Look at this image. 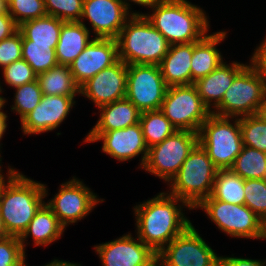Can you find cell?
<instances>
[{"mask_svg": "<svg viewBox=\"0 0 266 266\" xmlns=\"http://www.w3.org/2000/svg\"><path fill=\"white\" fill-rule=\"evenodd\" d=\"M131 14L116 38L119 59L127 65H159L170 44L144 14Z\"/></svg>", "mask_w": 266, "mask_h": 266, "instance_id": "cell-4", "label": "cell"}, {"mask_svg": "<svg viewBox=\"0 0 266 266\" xmlns=\"http://www.w3.org/2000/svg\"><path fill=\"white\" fill-rule=\"evenodd\" d=\"M0 161H1V158H0ZM1 163V162H0ZM1 166V165H0ZM2 173H1V167H0V178L2 177Z\"/></svg>", "mask_w": 266, "mask_h": 266, "instance_id": "cell-53", "label": "cell"}, {"mask_svg": "<svg viewBox=\"0 0 266 266\" xmlns=\"http://www.w3.org/2000/svg\"><path fill=\"white\" fill-rule=\"evenodd\" d=\"M119 60L116 39L93 38L69 65L75 83L80 87L101 70Z\"/></svg>", "mask_w": 266, "mask_h": 266, "instance_id": "cell-17", "label": "cell"}, {"mask_svg": "<svg viewBox=\"0 0 266 266\" xmlns=\"http://www.w3.org/2000/svg\"><path fill=\"white\" fill-rule=\"evenodd\" d=\"M25 251L17 236L0 240V266H25Z\"/></svg>", "mask_w": 266, "mask_h": 266, "instance_id": "cell-38", "label": "cell"}, {"mask_svg": "<svg viewBox=\"0 0 266 266\" xmlns=\"http://www.w3.org/2000/svg\"><path fill=\"white\" fill-rule=\"evenodd\" d=\"M210 196L222 202L244 205V179L230 169L219 170Z\"/></svg>", "mask_w": 266, "mask_h": 266, "instance_id": "cell-28", "label": "cell"}, {"mask_svg": "<svg viewBox=\"0 0 266 266\" xmlns=\"http://www.w3.org/2000/svg\"><path fill=\"white\" fill-rule=\"evenodd\" d=\"M22 59V34L17 30L10 37L0 41V66L2 69Z\"/></svg>", "mask_w": 266, "mask_h": 266, "instance_id": "cell-39", "label": "cell"}, {"mask_svg": "<svg viewBox=\"0 0 266 266\" xmlns=\"http://www.w3.org/2000/svg\"><path fill=\"white\" fill-rule=\"evenodd\" d=\"M64 229L65 228L58 221L57 216L46 203H44L30 221L27 229L19 237L20 243L25 250L24 243H26V238L31 235L36 246H46L58 240L62 232H64Z\"/></svg>", "mask_w": 266, "mask_h": 266, "instance_id": "cell-25", "label": "cell"}, {"mask_svg": "<svg viewBox=\"0 0 266 266\" xmlns=\"http://www.w3.org/2000/svg\"><path fill=\"white\" fill-rule=\"evenodd\" d=\"M239 124L243 145L266 153V122L250 115L239 118Z\"/></svg>", "mask_w": 266, "mask_h": 266, "instance_id": "cell-32", "label": "cell"}, {"mask_svg": "<svg viewBox=\"0 0 266 266\" xmlns=\"http://www.w3.org/2000/svg\"><path fill=\"white\" fill-rule=\"evenodd\" d=\"M246 66L239 62H234L232 65L223 62L210 74L194 82L203 104L209 111H211V102L214 101L213 107H216L222 101L224 93L231 86L234 78Z\"/></svg>", "mask_w": 266, "mask_h": 266, "instance_id": "cell-20", "label": "cell"}, {"mask_svg": "<svg viewBox=\"0 0 266 266\" xmlns=\"http://www.w3.org/2000/svg\"><path fill=\"white\" fill-rule=\"evenodd\" d=\"M152 8L144 15L170 45L197 42L208 32L205 12L187 0H162Z\"/></svg>", "mask_w": 266, "mask_h": 266, "instance_id": "cell-3", "label": "cell"}, {"mask_svg": "<svg viewBox=\"0 0 266 266\" xmlns=\"http://www.w3.org/2000/svg\"><path fill=\"white\" fill-rule=\"evenodd\" d=\"M89 37L90 31L82 20L63 22L55 49L58 64L69 66L90 43Z\"/></svg>", "mask_w": 266, "mask_h": 266, "instance_id": "cell-23", "label": "cell"}, {"mask_svg": "<svg viewBox=\"0 0 266 266\" xmlns=\"http://www.w3.org/2000/svg\"><path fill=\"white\" fill-rule=\"evenodd\" d=\"M1 13H8V6L7 3L3 0H0V14Z\"/></svg>", "mask_w": 266, "mask_h": 266, "instance_id": "cell-48", "label": "cell"}, {"mask_svg": "<svg viewBox=\"0 0 266 266\" xmlns=\"http://www.w3.org/2000/svg\"><path fill=\"white\" fill-rule=\"evenodd\" d=\"M219 169L198 143L170 181V195L184 200L192 209L212 192Z\"/></svg>", "mask_w": 266, "mask_h": 266, "instance_id": "cell-5", "label": "cell"}, {"mask_svg": "<svg viewBox=\"0 0 266 266\" xmlns=\"http://www.w3.org/2000/svg\"><path fill=\"white\" fill-rule=\"evenodd\" d=\"M167 89L159 65H127L126 98L140 112L161 109Z\"/></svg>", "mask_w": 266, "mask_h": 266, "instance_id": "cell-11", "label": "cell"}, {"mask_svg": "<svg viewBox=\"0 0 266 266\" xmlns=\"http://www.w3.org/2000/svg\"><path fill=\"white\" fill-rule=\"evenodd\" d=\"M4 104L5 103H3L0 106V140L3 137V134H4V132L6 131V128H7L6 120H7L8 116L2 111V108L4 107Z\"/></svg>", "mask_w": 266, "mask_h": 266, "instance_id": "cell-44", "label": "cell"}, {"mask_svg": "<svg viewBox=\"0 0 266 266\" xmlns=\"http://www.w3.org/2000/svg\"><path fill=\"white\" fill-rule=\"evenodd\" d=\"M63 22L57 17L45 15L22 23L18 30L22 39L33 41V44L50 45L56 49Z\"/></svg>", "mask_w": 266, "mask_h": 266, "instance_id": "cell-26", "label": "cell"}, {"mask_svg": "<svg viewBox=\"0 0 266 266\" xmlns=\"http://www.w3.org/2000/svg\"><path fill=\"white\" fill-rule=\"evenodd\" d=\"M164 266H220V257L189 225L158 254Z\"/></svg>", "mask_w": 266, "mask_h": 266, "instance_id": "cell-12", "label": "cell"}, {"mask_svg": "<svg viewBox=\"0 0 266 266\" xmlns=\"http://www.w3.org/2000/svg\"><path fill=\"white\" fill-rule=\"evenodd\" d=\"M8 184H4L0 197V215L10 236L20 237L36 212L45 203L46 187L26 178L15 169L8 168Z\"/></svg>", "mask_w": 266, "mask_h": 266, "instance_id": "cell-2", "label": "cell"}, {"mask_svg": "<svg viewBox=\"0 0 266 266\" xmlns=\"http://www.w3.org/2000/svg\"><path fill=\"white\" fill-rule=\"evenodd\" d=\"M103 201V199L101 201L97 199V196L82 181L73 177L61 185L59 192L46 205L65 228L67 224L86 217L97 203Z\"/></svg>", "mask_w": 266, "mask_h": 266, "instance_id": "cell-13", "label": "cell"}, {"mask_svg": "<svg viewBox=\"0 0 266 266\" xmlns=\"http://www.w3.org/2000/svg\"><path fill=\"white\" fill-rule=\"evenodd\" d=\"M260 239H266V218L262 220V232Z\"/></svg>", "mask_w": 266, "mask_h": 266, "instance_id": "cell-49", "label": "cell"}, {"mask_svg": "<svg viewBox=\"0 0 266 266\" xmlns=\"http://www.w3.org/2000/svg\"><path fill=\"white\" fill-rule=\"evenodd\" d=\"M251 64L257 69L266 84V38L255 50L251 57Z\"/></svg>", "mask_w": 266, "mask_h": 266, "instance_id": "cell-40", "label": "cell"}, {"mask_svg": "<svg viewBox=\"0 0 266 266\" xmlns=\"http://www.w3.org/2000/svg\"><path fill=\"white\" fill-rule=\"evenodd\" d=\"M10 235L8 234L5 226H4V223H3V219L0 215V240L2 239H5L7 237H9Z\"/></svg>", "mask_w": 266, "mask_h": 266, "instance_id": "cell-47", "label": "cell"}, {"mask_svg": "<svg viewBox=\"0 0 266 266\" xmlns=\"http://www.w3.org/2000/svg\"><path fill=\"white\" fill-rule=\"evenodd\" d=\"M160 110L178 131L195 133L211 114L194 84L168 87Z\"/></svg>", "mask_w": 266, "mask_h": 266, "instance_id": "cell-8", "label": "cell"}, {"mask_svg": "<svg viewBox=\"0 0 266 266\" xmlns=\"http://www.w3.org/2000/svg\"><path fill=\"white\" fill-rule=\"evenodd\" d=\"M244 204L250 208L260 219L266 218V180H244Z\"/></svg>", "mask_w": 266, "mask_h": 266, "instance_id": "cell-35", "label": "cell"}, {"mask_svg": "<svg viewBox=\"0 0 266 266\" xmlns=\"http://www.w3.org/2000/svg\"><path fill=\"white\" fill-rule=\"evenodd\" d=\"M5 183H6V182H5V178H4V176H2V177L0 178V197H1V193H2L3 186H4Z\"/></svg>", "mask_w": 266, "mask_h": 266, "instance_id": "cell-51", "label": "cell"}, {"mask_svg": "<svg viewBox=\"0 0 266 266\" xmlns=\"http://www.w3.org/2000/svg\"><path fill=\"white\" fill-rule=\"evenodd\" d=\"M194 42L170 45L159 64L161 75L168 87L191 84V58Z\"/></svg>", "mask_w": 266, "mask_h": 266, "instance_id": "cell-21", "label": "cell"}, {"mask_svg": "<svg viewBox=\"0 0 266 266\" xmlns=\"http://www.w3.org/2000/svg\"><path fill=\"white\" fill-rule=\"evenodd\" d=\"M45 266H81V265L55 259L54 261H52L51 263H49Z\"/></svg>", "mask_w": 266, "mask_h": 266, "instance_id": "cell-46", "label": "cell"}, {"mask_svg": "<svg viewBox=\"0 0 266 266\" xmlns=\"http://www.w3.org/2000/svg\"><path fill=\"white\" fill-rule=\"evenodd\" d=\"M256 115L264 122H266V88L261 100V103L259 104V108L257 110Z\"/></svg>", "mask_w": 266, "mask_h": 266, "instance_id": "cell-43", "label": "cell"}, {"mask_svg": "<svg viewBox=\"0 0 266 266\" xmlns=\"http://www.w3.org/2000/svg\"><path fill=\"white\" fill-rule=\"evenodd\" d=\"M266 88L265 81L252 65H247L226 90L222 101L211 113L222 117L256 115Z\"/></svg>", "mask_w": 266, "mask_h": 266, "instance_id": "cell-7", "label": "cell"}, {"mask_svg": "<svg viewBox=\"0 0 266 266\" xmlns=\"http://www.w3.org/2000/svg\"><path fill=\"white\" fill-rule=\"evenodd\" d=\"M15 89V103L11 109L15 110L22 120L41 102L43 93L37 80L28 84H23Z\"/></svg>", "mask_w": 266, "mask_h": 266, "instance_id": "cell-33", "label": "cell"}, {"mask_svg": "<svg viewBox=\"0 0 266 266\" xmlns=\"http://www.w3.org/2000/svg\"><path fill=\"white\" fill-rule=\"evenodd\" d=\"M129 233L111 242L95 246L103 266H148L157 254Z\"/></svg>", "mask_w": 266, "mask_h": 266, "instance_id": "cell-18", "label": "cell"}, {"mask_svg": "<svg viewBox=\"0 0 266 266\" xmlns=\"http://www.w3.org/2000/svg\"><path fill=\"white\" fill-rule=\"evenodd\" d=\"M22 59L37 75L58 64L55 49L50 45L33 44L28 39H22Z\"/></svg>", "mask_w": 266, "mask_h": 266, "instance_id": "cell-31", "label": "cell"}, {"mask_svg": "<svg viewBox=\"0 0 266 266\" xmlns=\"http://www.w3.org/2000/svg\"><path fill=\"white\" fill-rule=\"evenodd\" d=\"M226 37L225 31L206 34L202 39L194 42L191 58V84L207 76L223 63L222 55L216 48Z\"/></svg>", "mask_w": 266, "mask_h": 266, "instance_id": "cell-22", "label": "cell"}, {"mask_svg": "<svg viewBox=\"0 0 266 266\" xmlns=\"http://www.w3.org/2000/svg\"><path fill=\"white\" fill-rule=\"evenodd\" d=\"M129 6L127 0H84L81 19L91 22L96 38L116 39L132 16Z\"/></svg>", "mask_w": 266, "mask_h": 266, "instance_id": "cell-14", "label": "cell"}, {"mask_svg": "<svg viewBox=\"0 0 266 266\" xmlns=\"http://www.w3.org/2000/svg\"><path fill=\"white\" fill-rule=\"evenodd\" d=\"M127 64L120 59L101 70L79 87V94L91 99L99 108L126 97Z\"/></svg>", "mask_w": 266, "mask_h": 266, "instance_id": "cell-16", "label": "cell"}, {"mask_svg": "<svg viewBox=\"0 0 266 266\" xmlns=\"http://www.w3.org/2000/svg\"><path fill=\"white\" fill-rule=\"evenodd\" d=\"M2 70L5 83L14 88L37 80V74L24 59L12 62Z\"/></svg>", "mask_w": 266, "mask_h": 266, "instance_id": "cell-37", "label": "cell"}, {"mask_svg": "<svg viewBox=\"0 0 266 266\" xmlns=\"http://www.w3.org/2000/svg\"><path fill=\"white\" fill-rule=\"evenodd\" d=\"M74 97L43 95L41 102L21 120L24 134H39L59 127L73 107Z\"/></svg>", "mask_w": 266, "mask_h": 266, "instance_id": "cell-19", "label": "cell"}, {"mask_svg": "<svg viewBox=\"0 0 266 266\" xmlns=\"http://www.w3.org/2000/svg\"><path fill=\"white\" fill-rule=\"evenodd\" d=\"M4 2H6L7 4L11 1V0H3Z\"/></svg>", "mask_w": 266, "mask_h": 266, "instance_id": "cell-54", "label": "cell"}, {"mask_svg": "<svg viewBox=\"0 0 266 266\" xmlns=\"http://www.w3.org/2000/svg\"><path fill=\"white\" fill-rule=\"evenodd\" d=\"M18 30V26L9 13L0 14V41L10 37Z\"/></svg>", "mask_w": 266, "mask_h": 266, "instance_id": "cell-41", "label": "cell"}, {"mask_svg": "<svg viewBox=\"0 0 266 266\" xmlns=\"http://www.w3.org/2000/svg\"><path fill=\"white\" fill-rule=\"evenodd\" d=\"M99 140H103L102 151L119 161H127L142 153L140 165L143 167L148 147L140 123L107 132H89L84 142Z\"/></svg>", "mask_w": 266, "mask_h": 266, "instance_id": "cell-15", "label": "cell"}, {"mask_svg": "<svg viewBox=\"0 0 266 266\" xmlns=\"http://www.w3.org/2000/svg\"><path fill=\"white\" fill-rule=\"evenodd\" d=\"M37 81L43 95L75 96L79 86L75 83L70 67L57 64L46 72L37 75Z\"/></svg>", "mask_w": 266, "mask_h": 266, "instance_id": "cell-27", "label": "cell"}, {"mask_svg": "<svg viewBox=\"0 0 266 266\" xmlns=\"http://www.w3.org/2000/svg\"><path fill=\"white\" fill-rule=\"evenodd\" d=\"M148 266H164V265H163V263L158 258H156Z\"/></svg>", "mask_w": 266, "mask_h": 266, "instance_id": "cell-50", "label": "cell"}, {"mask_svg": "<svg viewBox=\"0 0 266 266\" xmlns=\"http://www.w3.org/2000/svg\"><path fill=\"white\" fill-rule=\"evenodd\" d=\"M229 118L211 113L198 132V143L219 170L230 169L244 146L239 118L234 124Z\"/></svg>", "mask_w": 266, "mask_h": 266, "instance_id": "cell-6", "label": "cell"}, {"mask_svg": "<svg viewBox=\"0 0 266 266\" xmlns=\"http://www.w3.org/2000/svg\"><path fill=\"white\" fill-rule=\"evenodd\" d=\"M99 108L100 118L90 132L123 129L140 121L141 112L126 97Z\"/></svg>", "mask_w": 266, "mask_h": 266, "instance_id": "cell-24", "label": "cell"}, {"mask_svg": "<svg viewBox=\"0 0 266 266\" xmlns=\"http://www.w3.org/2000/svg\"><path fill=\"white\" fill-rule=\"evenodd\" d=\"M266 261L237 257H220V266H264Z\"/></svg>", "mask_w": 266, "mask_h": 266, "instance_id": "cell-42", "label": "cell"}, {"mask_svg": "<svg viewBox=\"0 0 266 266\" xmlns=\"http://www.w3.org/2000/svg\"><path fill=\"white\" fill-rule=\"evenodd\" d=\"M139 123L148 148L161 143L177 131L160 109L141 112Z\"/></svg>", "mask_w": 266, "mask_h": 266, "instance_id": "cell-29", "label": "cell"}, {"mask_svg": "<svg viewBox=\"0 0 266 266\" xmlns=\"http://www.w3.org/2000/svg\"><path fill=\"white\" fill-rule=\"evenodd\" d=\"M230 170L244 180L264 179L266 174V153L243 146Z\"/></svg>", "mask_w": 266, "mask_h": 266, "instance_id": "cell-30", "label": "cell"}, {"mask_svg": "<svg viewBox=\"0 0 266 266\" xmlns=\"http://www.w3.org/2000/svg\"><path fill=\"white\" fill-rule=\"evenodd\" d=\"M131 2L137 3L138 5H143L145 7H153L156 3L162 0H129Z\"/></svg>", "mask_w": 266, "mask_h": 266, "instance_id": "cell-45", "label": "cell"}, {"mask_svg": "<svg viewBox=\"0 0 266 266\" xmlns=\"http://www.w3.org/2000/svg\"><path fill=\"white\" fill-rule=\"evenodd\" d=\"M197 144L198 133L177 130L161 143L148 148L142 168L170 182Z\"/></svg>", "mask_w": 266, "mask_h": 266, "instance_id": "cell-9", "label": "cell"}, {"mask_svg": "<svg viewBox=\"0 0 266 266\" xmlns=\"http://www.w3.org/2000/svg\"><path fill=\"white\" fill-rule=\"evenodd\" d=\"M202 208L219 229L238 238H261L262 219L244 205L222 202L211 196L203 199L195 208Z\"/></svg>", "mask_w": 266, "mask_h": 266, "instance_id": "cell-10", "label": "cell"}, {"mask_svg": "<svg viewBox=\"0 0 266 266\" xmlns=\"http://www.w3.org/2000/svg\"><path fill=\"white\" fill-rule=\"evenodd\" d=\"M7 6L17 26L47 15L44 0H11Z\"/></svg>", "mask_w": 266, "mask_h": 266, "instance_id": "cell-34", "label": "cell"}, {"mask_svg": "<svg viewBox=\"0 0 266 266\" xmlns=\"http://www.w3.org/2000/svg\"><path fill=\"white\" fill-rule=\"evenodd\" d=\"M47 15L60 20L81 21L84 0H44Z\"/></svg>", "mask_w": 266, "mask_h": 266, "instance_id": "cell-36", "label": "cell"}, {"mask_svg": "<svg viewBox=\"0 0 266 266\" xmlns=\"http://www.w3.org/2000/svg\"><path fill=\"white\" fill-rule=\"evenodd\" d=\"M177 202L192 209L184 200L165 192L134 208L137 237L156 254L192 224Z\"/></svg>", "mask_w": 266, "mask_h": 266, "instance_id": "cell-1", "label": "cell"}, {"mask_svg": "<svg viewBox=\"0 0 266 266\" xmlns=\"http://www.w3.org/2000/svg\"><path fill=\"white\" fill-rule=\"evenodd\" d=\"M5 102H6L5 98L0 96V106H1L3 103H5Z\"/></svg>", "mask_w": 266, "mask_h": 266, "instance_id": "cell-52", "label": "cell"}]
</instances>
